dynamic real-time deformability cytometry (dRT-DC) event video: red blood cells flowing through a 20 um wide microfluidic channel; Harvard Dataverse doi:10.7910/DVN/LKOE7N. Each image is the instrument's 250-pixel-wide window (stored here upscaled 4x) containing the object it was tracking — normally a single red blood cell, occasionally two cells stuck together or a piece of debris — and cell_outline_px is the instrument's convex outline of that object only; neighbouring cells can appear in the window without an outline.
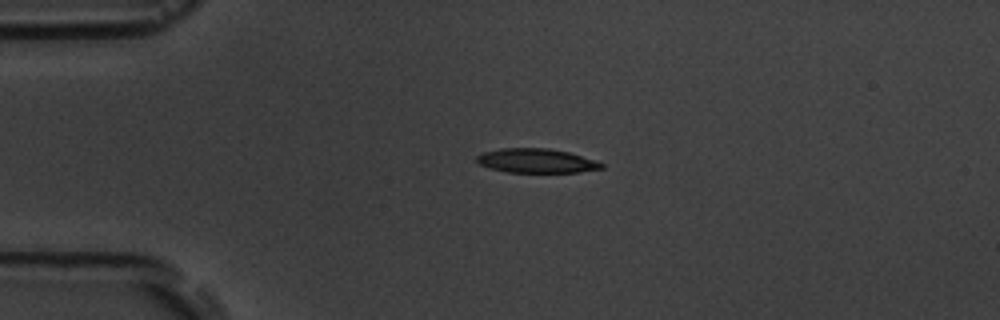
{"species": "common noctule bat (a hibernating species)", "species_latin": "Nyctalus noctula", "temperature_condition": "room temperature", "stored_images_in_passage": 4, "camera_frame_rate_fps": 3000, "um_per_image_px": 0.085, "animal": {"sex": "male", "body_mass_g": 19.5, "forearm_length_mm": 54.6}, "frame": {"image": 1, "passage_image": 3, "time_ms": 2.333, "image_size_px": [1000, 320], "cell_outline_px": [[604, 168], [580, 172], [508, 172], [488, 168], [480, 164], [476, 160], [476, 156], [484, 152], [500, 148], [548, 148], [568, 152], [604, 164]], "centroid_in_image_um": [45.55, 13.67], "position_along_channel_um": 39.4, "area_um2": 17.46}}